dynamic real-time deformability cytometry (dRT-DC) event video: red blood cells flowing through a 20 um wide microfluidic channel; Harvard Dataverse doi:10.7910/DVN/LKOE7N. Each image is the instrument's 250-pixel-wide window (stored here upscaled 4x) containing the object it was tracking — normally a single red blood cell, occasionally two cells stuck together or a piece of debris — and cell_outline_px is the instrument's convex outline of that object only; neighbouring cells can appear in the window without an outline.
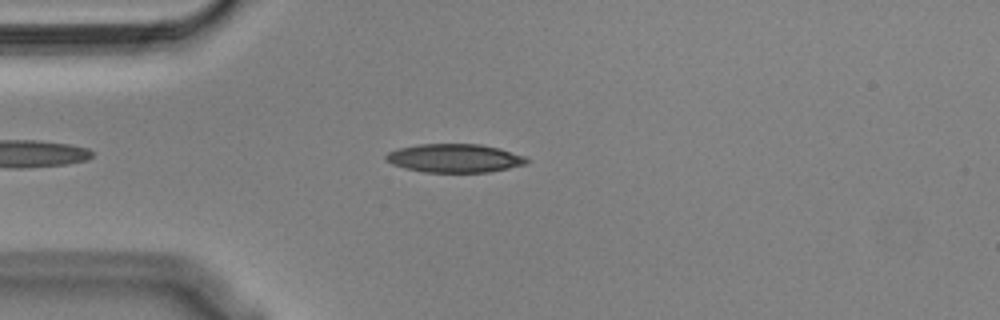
{"species": "Egyptian fruit bat (a non-hibernating species)", "species_latin": "Rousettus aegyptiacus", "temperature_condition": "cold", "stored_images_in_passage": 45, "camera_frame_rate_fps": 3000, "um_per_image_px": 0.085, "animal": {"sex": "male"}, "frame": {"image": 1, "passage_image": 7, "time_ms": 2.0, "image_size_px": [1000, 320], "cell_outline_px": [[528, 164], [488, 172], [424, 172], [404, 168], [392, 164], [384, 156], [388, 152], [400, 148], [416, 144], [480, 144], [500, 148], [524, 156], [528, 160]], "centroid_in_image_um": [38.64, 13.44], "position_along_channel_um": 46.4, "area_um2": 23.35}}
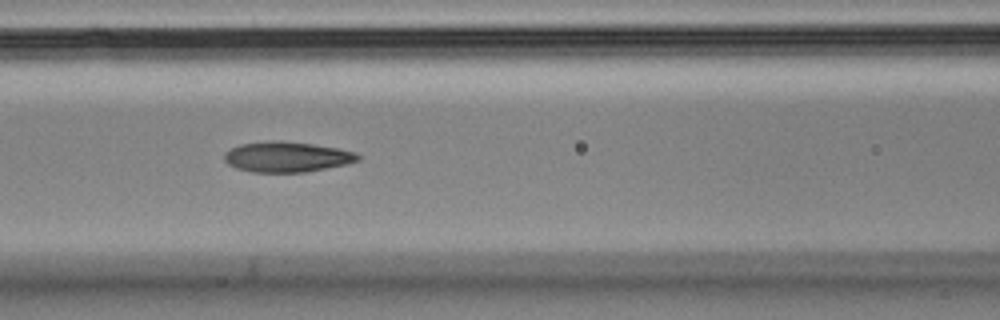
{"frame": {"image": 2, "passage_image": 16, "time_ms": 5.0, "image_size_px": [1000, 320], "cell_outline_px": [[360, 160], [344, 164], [304, 172], [252, 172], [236, 168], [228, 164], [224, 160], [224, 152], [240, 144], [272, 140], [280, 140], [312, 144], [336, 148], [356, 152], [360, 156]], "centroid_in_image_um": [24.34, 13.33], "position_along_channel_um": 142.3, "area_um2": 23.52}}
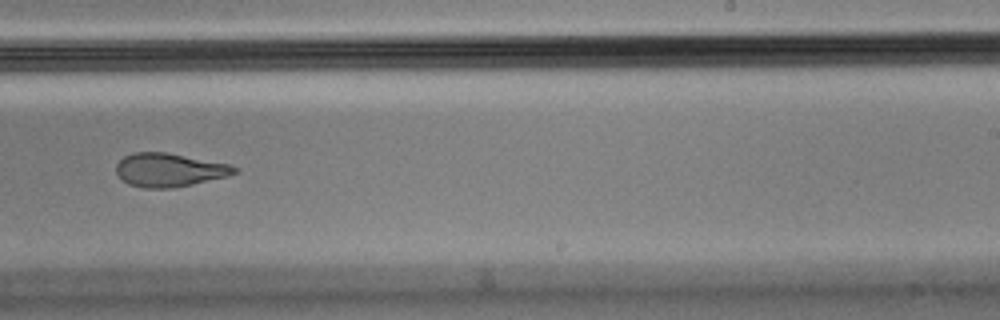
{"frame": {"image": 3, "passage_image": 27, "time_ms": 8.667, "image_size_px": [1000, 320], "cell_outline_px": [[240, 172], [228, 176], [192, 184], [172, 188], [144, 188], [128, 184], [116, 172], [116, 164], [124, 156], [132, 152], [168, 152], [228, 164], [240, 168]], "centroid_in_image_um": [14.41, 14.44], "position_along_channel_um": 274.6, "area_um2": 23.18}, "authors_computed_cell_mechanics": {"area_um2": 23.6402, "velocity_mm_per_s": 3.6197, "shape_relaxation_time_tau1_ms": null, "shape_relaxation_time_tau2_ms": 2.6486, "deformation_change_tau1": null, "deformation_change_tau2": 0.1028}}